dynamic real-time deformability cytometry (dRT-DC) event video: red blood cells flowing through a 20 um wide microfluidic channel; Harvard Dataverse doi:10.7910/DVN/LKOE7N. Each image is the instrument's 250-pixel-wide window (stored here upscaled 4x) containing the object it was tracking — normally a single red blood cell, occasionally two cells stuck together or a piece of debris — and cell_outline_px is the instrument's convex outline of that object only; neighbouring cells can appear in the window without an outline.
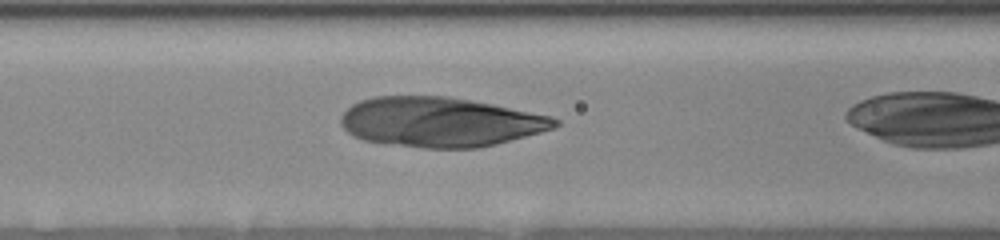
{"species": "human", "species_latin": "Homo sapiens", "temperature_condition": "room temperature", "stored_images_in_passage": 14, "camera_frame_rate_fps": 3000, "um_per_image_px": 0.085, "donor": {"sex": "female"}, "frame": {"image": 1, "passage_image": 11, "time_ms": 5.0, "image_size_px": [1000, 240], "cell_outline_px": [[560, 124], [552, 128], [540, 132], [496, 144], [476, 148], [424, 148], [364, 140], [352, 136], [340, 124], [340, 116], [352, 104], [360, 100], [376, 96], [448, 96], [472, 100], [552, 116], [560, 120]], "centroid_in_image_um": [37.4, 10.36], "position_along_channel_um": 129.2, "area_um2": 61.85}}